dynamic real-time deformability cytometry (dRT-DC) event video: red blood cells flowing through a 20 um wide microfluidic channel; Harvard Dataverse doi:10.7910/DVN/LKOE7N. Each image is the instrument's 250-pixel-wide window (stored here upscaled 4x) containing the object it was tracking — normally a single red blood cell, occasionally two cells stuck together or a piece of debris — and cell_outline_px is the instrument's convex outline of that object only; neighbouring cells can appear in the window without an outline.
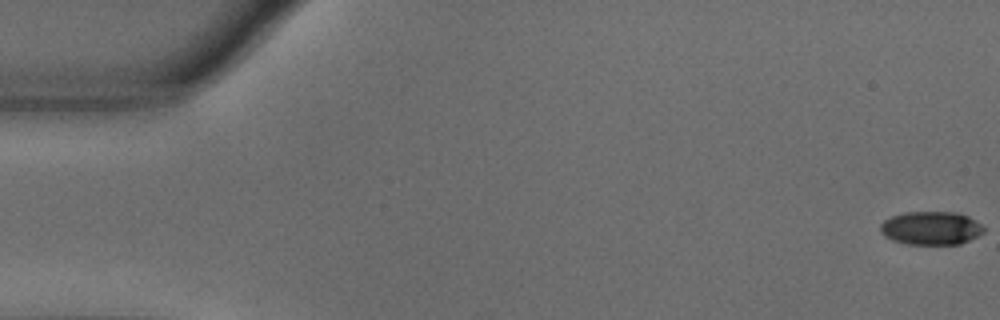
{"species": "common noctule bat (a hibernating species)", "species_latin": "Nyctalus noctula", "temperature_condition": "warm", "stored_images_in_passage": 50, "camera_frame_rate_fps": 3000, "um_per_image_px": 0.085, "animal": {"sex": "male", "body_mass_g": 18.8}, "frame": {"image": 1, "passage_image": 1, "time_ms": 0.0, "image_size_px": [1000, 320], "cell_outline_px": [[984, 232], [960, 244], [908, 244], [892, 240], [884, 236], [880, 232], [880, 224], [884, 220], [892, 216], [904, 212], [960, 212], [976, 220], [984, 228]], "centroid_in_image_um": [79.12, 19.38], "position_along_channel_um": 5.9, "area_um2": 20.17}}
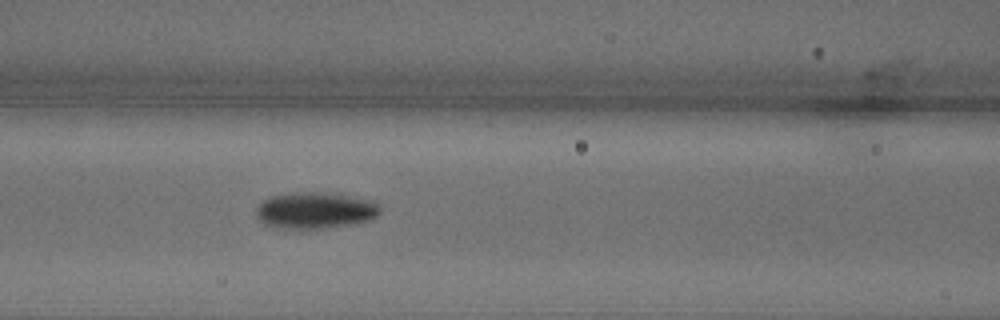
{"frame": {"image": 2, "passage_image": 24, "time_ms": 7.667, "image_size_px": [1000, 320], "cell_outline_px": [[380, 212], [376, 216], [368, 220], [352, 224], [324, 228], [272, 228], [264, 224], [256, 216], [256, 208], [268, 196], [304, 192], [316, 192], [344, 196], [364, 200], [376, 204], [380, 208]], "centroid_in_image_um": [26.69, 17.91], "position_along_channel_um": 139.9, "area_um2": 25.66}}
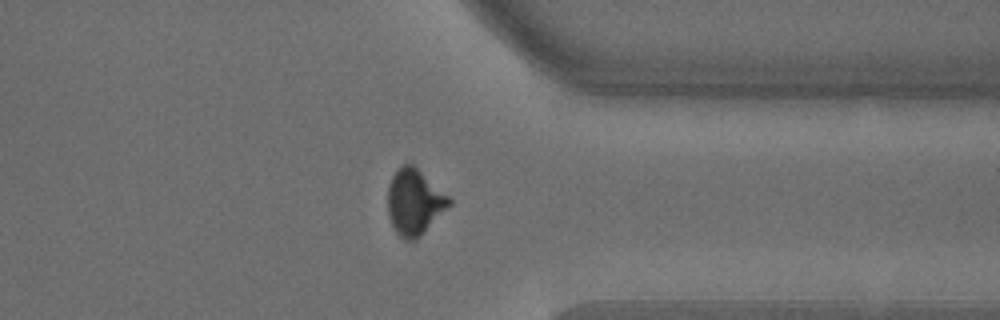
{"frame": {"image": 3, "passage_image": 44, "time_ms": 14.333, "image_size_px": [1000, 320], "cell_outline_px": [[452, 204], [416, 240], [404, 240], [396, 232], [388, 216], [388, 188], [392, 176], [396, 168], [404, 164], [412, 164], [448, 196], [452, 200]], "centroid_in_image_um": [35.21, 17.19], "position_along_channel_um": 376.2, "area_um2": 23.29}}